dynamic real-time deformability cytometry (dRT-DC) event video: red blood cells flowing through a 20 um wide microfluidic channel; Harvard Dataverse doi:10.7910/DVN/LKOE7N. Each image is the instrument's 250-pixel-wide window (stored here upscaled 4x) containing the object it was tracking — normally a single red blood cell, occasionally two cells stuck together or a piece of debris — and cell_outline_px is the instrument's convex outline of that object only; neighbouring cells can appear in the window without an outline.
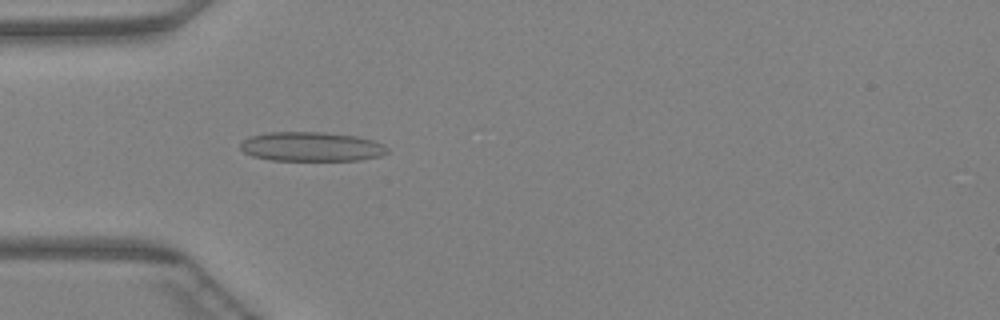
{"species": "Egyptian fruit bat (a non-hibernating species)", "species_latin": "Rousettus aegyptiacus", "temperature_condition": "warm", "stored_images_in_passage": 44, "camera_frame_rate_fps": 3000, "um_per_image_px": 0.085, "animal": {"sex": "female"}, "frame": {"image": 1, "passage_image": 13, "time_ms": 4.0, "image_size_px": [1000, 320], "cell_outline_px": [[388, 152], [380, 156], [360, 160], [272, 160], [252, 156], [244, 152], [240, 148], [240, 144], [244, 140], [252, 136], [268, 132], [324, 132], [356, 136], [372, 140], [384, 144], [388, 148]], "centroid_in_image_um": [26.49, 12.46], "position_along_channel_um": 58.5, "area_um2": 25.09}}
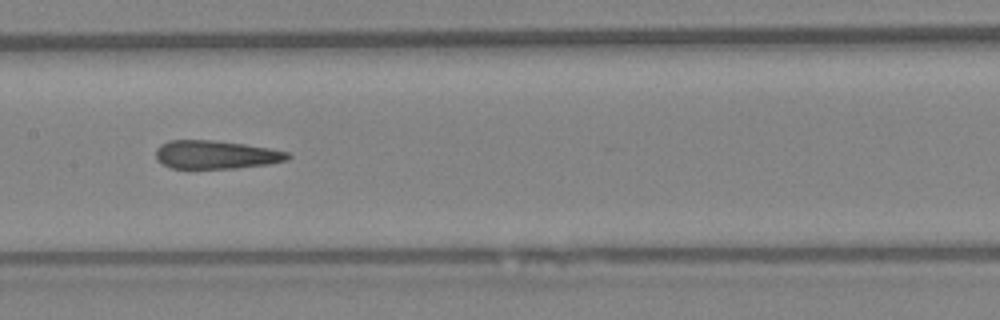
{"frame": {"image": 2, "passage_image": 22, "time_ms": 7.0, "image_size_px": [1000, 320], "cell_outline_px": [[292, 156], [288, 160], [268, 164], [236, 168], [172, 168], [156, 160], [156, 148], [160, 144], [168, 140], [212, 140], [244, 144], [268, 148], [288, 152]], "centroid_in_image_um": [18.34, 13.14], "position_along_channel_um": 189.1, "area_um2": 21.79}}
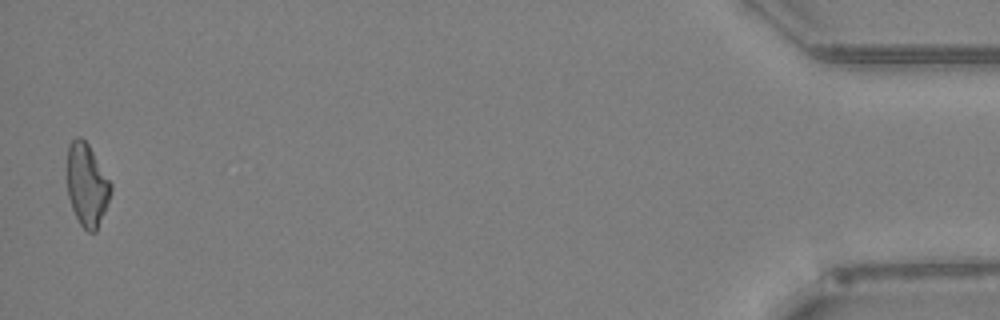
{"frame": {"image": 3, "passage_image": 44, "time_ms": 14.333, "image_size_px": [1000, 320], "cell_outline_px": [[112, 188], [104, 212], [96, 232], [88, 232], [80, 224], [72, 208], [68, 196], [68, 144], [76, 136], [80, 136], [88, 144], [112, 184]], "centroid_in_image_um": [7.38, 15.71], "position_along_channel_um": 427.8, "area_um2": 20.75}}